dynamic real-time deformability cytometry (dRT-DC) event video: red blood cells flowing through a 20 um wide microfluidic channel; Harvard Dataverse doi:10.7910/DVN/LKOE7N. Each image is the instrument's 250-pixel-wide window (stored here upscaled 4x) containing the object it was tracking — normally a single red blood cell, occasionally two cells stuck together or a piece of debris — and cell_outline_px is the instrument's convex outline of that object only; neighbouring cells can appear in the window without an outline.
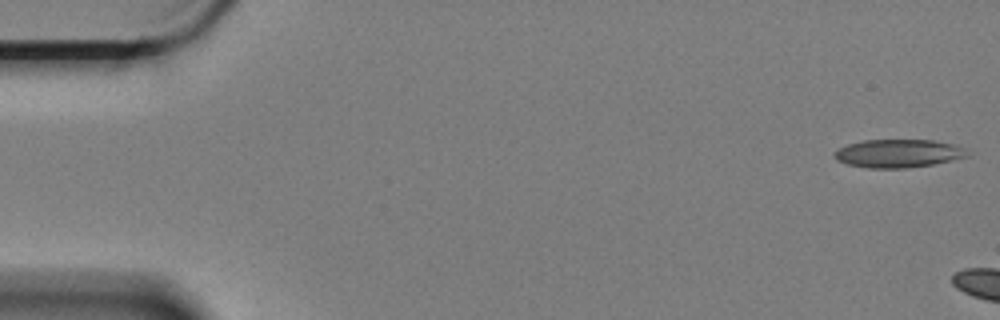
{"species": "Egyptian fruit bat (a non-hibernating species)", "species_latin": "Rousettus aegyptiacus", "temperature_condition": "cold", "stored_images_in_passage": 8, "camera_frame_rate_fps": 3000, "um_per_image_px": 0.085, "animal": {"sex": "female"}, "frame": {"image": 1, "passage_image": 1, "time_ms": 0.0, "image_size_px": [1000, 320], "cell_outline_px": [[972, 156], [932, 164], [904, 168], [868, 168], [848, 164], [836, 160], [832, 156], [840, 148], [848, 144], [864, 140], [932, 140], [952, 144], [964, 148]], "centroid_in_image_um": [76.37, 13.04], "position_along_channel_um": 8.6, "area_um2": 21.73}}